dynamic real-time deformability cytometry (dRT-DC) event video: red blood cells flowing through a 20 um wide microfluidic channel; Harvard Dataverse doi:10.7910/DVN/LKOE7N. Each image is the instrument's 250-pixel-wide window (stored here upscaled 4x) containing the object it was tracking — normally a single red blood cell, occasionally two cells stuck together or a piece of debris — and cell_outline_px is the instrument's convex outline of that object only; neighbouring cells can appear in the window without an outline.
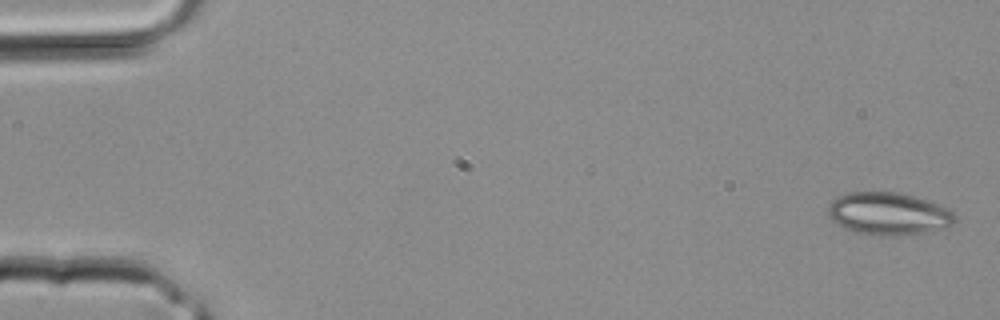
{"species": "common noctule bat (a hibernating species)", "species_latin": "Nyctalus noctula", "temperature_condition": "room temperature", "stored_images_in_passage": 4, "camera_frame_rate_fps": 3000, "um_per_image_px": 0.085, "animal": {"sex": "male", "body_mass_g": 20.4}, "frame": {"image": 1, "passage_image": 1, "time_ms": 0.0, "image_size_px": [1000, 320], "cell_outline_px": [[956, 220], [952, 224], [924, 232], [892, 236], [880, 236], [856, 232], [832, 220], [828, 216], [828, 204], [836, 196], [848, 192], [900, 192], [948, 208], [956, 216]], "centroid_in_image_um": [75.47, 18.15], "position_along_channel_um": 9.5, "area_um2": 31.04}}